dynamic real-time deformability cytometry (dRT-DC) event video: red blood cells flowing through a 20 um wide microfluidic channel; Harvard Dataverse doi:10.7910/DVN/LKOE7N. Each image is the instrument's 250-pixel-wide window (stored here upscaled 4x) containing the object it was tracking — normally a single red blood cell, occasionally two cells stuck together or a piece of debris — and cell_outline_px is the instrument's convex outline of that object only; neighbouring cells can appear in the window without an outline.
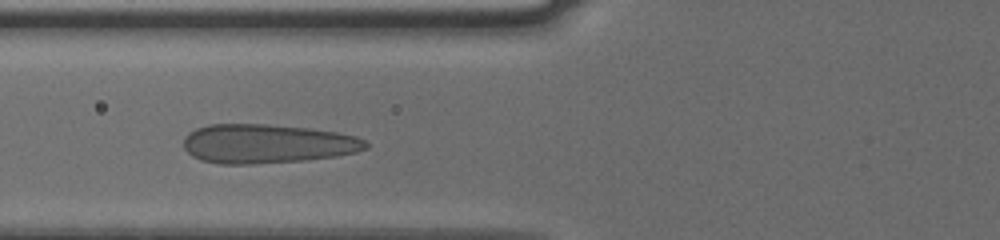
{"species": "human", "species_latin": "Homo sapiens", "temperature_condition": "cold", "stored_images_in_passage": 38, "camera_frame_rate_fps": 3000, "um_per_image_px": 0.085, "donor": {"sex": "male"}, "frame": {"image": 1, "passage_image": 13, "time_ms": 4.0, "image_size_px": [1000, 240], "cell_outline_px": [[368, 148], [356, 152], [336, 156], [304, 160], [252, 164], [220, 164], [200, 160], [192, 156], [184, 148], [184, 136], [188, 132], [196, 128], [208, 124], [268, 124], [308, 128], [336, 132], [356, 136], [364, 140], [368, 144]], "centroid_in_image_um": [22.67, 12.21], "position_along_channel_um": 103.1, "area_um2": 41.67}}
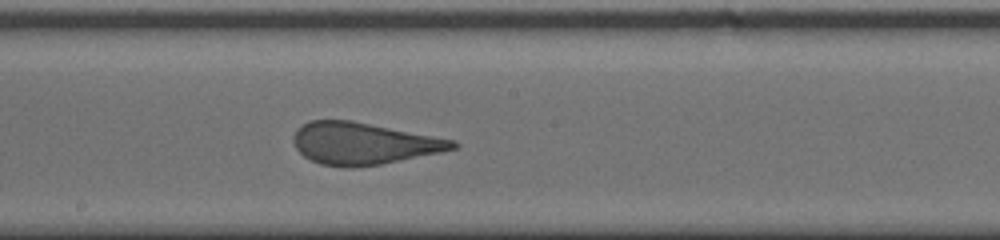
{"frame": {"image": 2, "passage_image": 22, "time_ms": 7.0, "image_size_px": [1000, 240], "cell_outline_px": [[460, 144], [456, 148], [440, 152], [380, 164], [356, 168], [348, 168], [320, 164], [304, 156], [296, 148], [292, 140], [296, 128], [308, 120], [352, 120], [456, 140]], "centroid_in_image_um": [30.87, 12.19], "position_along_channel_um": 217.3, "area_um2": 39.02}}
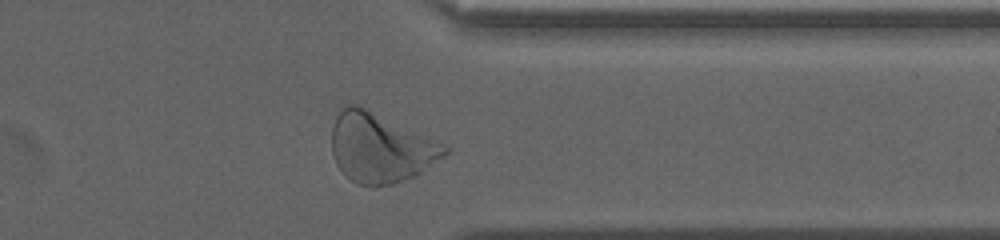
{"frame": {"image": 3, "passage_image": 35, "time_ms": 11.333, "image_size_px": [1000, 240], "cell_outline_px": [[448, 152], [444, 156], [420, 172], [412, 176], [392, 184], [376, 188], [372, 188], [356, 184], [336, 164], [332, 152], [332, 128], [336, 116], [340, 108], [344, 104], [356, 104], [444, 144], [448, 148]], "centroid_in_image_um": [32.28, 12.58], "position_along_channel_um": 379.1, "area_um2": 45.2}, "authors_computed_cell_mechanics": {"area_um2": 40.1132, "velocity_mm_per_s": 3.7785, "shape_relaxation_time_tau1_ms": 8.6256, "shape_relaxation_time_tau2_ms": null, "deformation_change_tau1": 0.223, "deformation_change_tau2": null}}